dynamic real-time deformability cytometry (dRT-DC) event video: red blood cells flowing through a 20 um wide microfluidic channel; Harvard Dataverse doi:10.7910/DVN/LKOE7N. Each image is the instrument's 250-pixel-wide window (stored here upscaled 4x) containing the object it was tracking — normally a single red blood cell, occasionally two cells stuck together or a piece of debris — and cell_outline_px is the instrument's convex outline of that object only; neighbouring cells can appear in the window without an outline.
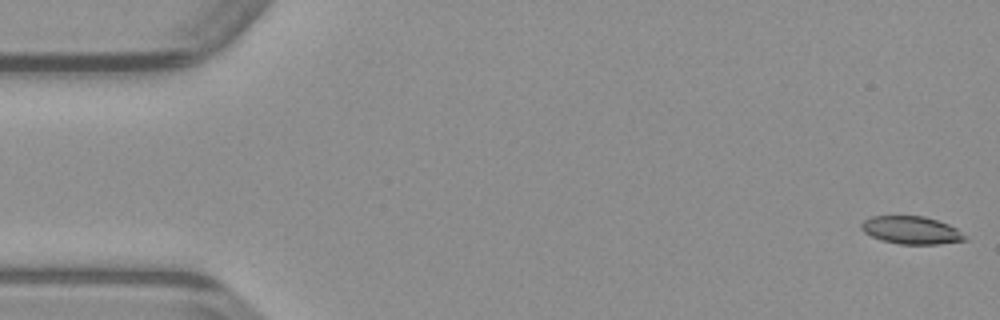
{"species": "common noctule bat (a hibernating species)", "species_latin": "Nyctalus noctula", "temperature_condition": "warm", "stored_images_in_passage": 49, "camera_frame_rate_fps": 3000, "um_per_image_px": 0.085, "animal": {"sex": "male", "body_mass_g": 23.1, "forearm_length_mm": 52.7}, "frame": {"image": 1, "passage_image": 1, "time_ms": 0.0, "image_size_px": [1000, 320], "cell_outline_px": [[968, 240], [940, 244], [900, 244], [880, 240], [864, 232], [860, 228], [860, 224], [864, 220], [872, 216], [924, 216], [948, 224], [956, 228], [968, 236]], "centroid_in_image_um": [77.48, 19.57], "position_along_channel_um": 7.5, "area_um2": 16.88}}
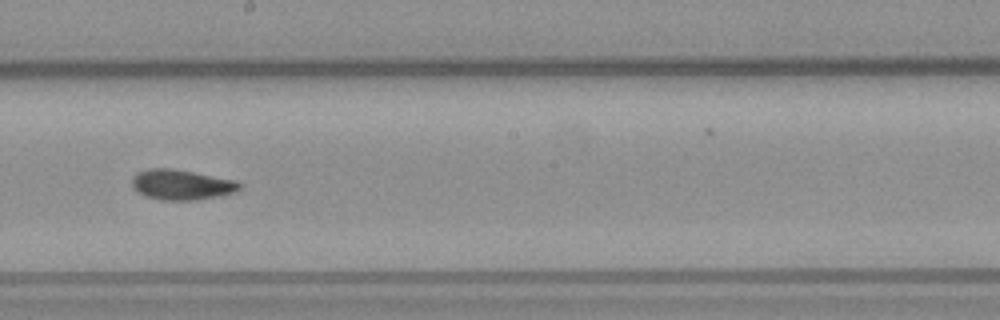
{"frame": {"image": 2, "passage_image": 27, "time_ms": 8.667, "image_size_px": [1000, 320], "cell_outline_px": [[240, 188], [236, 192], [220, 196], [196, 200], [160, 200], [144, 196], [132, 188], [132, 176], [136, 172], [148, 168], [172, 168], [236, 180], [240, 184]], "centroid_in_image_um": [15.39, 15.7], "position_along_channel_um": 232.8, "area_um2": 19.19}}
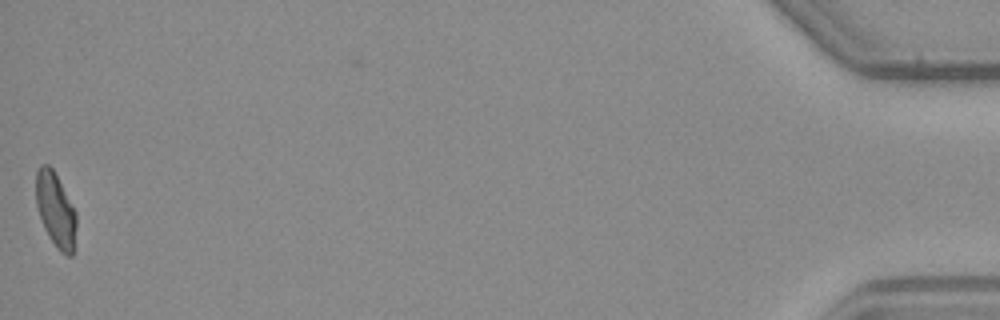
{"frame": {"image": 3, "passage_image": 49, "time_ms": 16.0, "image_size_px": [1000, 320], "cell_outline_px": [[76, 228], [72, 256], [68, 256], [60, 252], [56, 248], [48, 236], [44, 228], [36, 204], [36, 172], [40, 164], [48, 164], [52, 168], [76, 212]], "centroid_in_image_um": [4.72, 17.86], "position_along_channel_um": 430.5, "area_um2": 17.4}}